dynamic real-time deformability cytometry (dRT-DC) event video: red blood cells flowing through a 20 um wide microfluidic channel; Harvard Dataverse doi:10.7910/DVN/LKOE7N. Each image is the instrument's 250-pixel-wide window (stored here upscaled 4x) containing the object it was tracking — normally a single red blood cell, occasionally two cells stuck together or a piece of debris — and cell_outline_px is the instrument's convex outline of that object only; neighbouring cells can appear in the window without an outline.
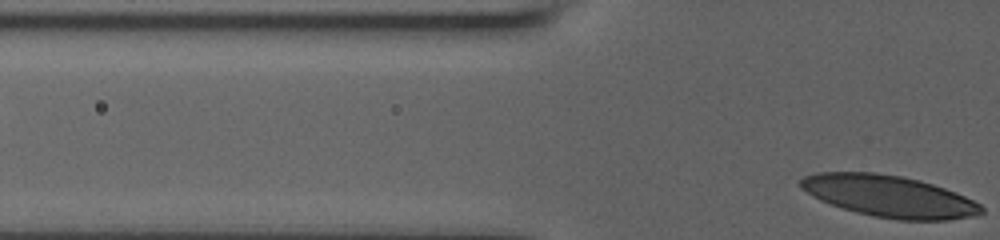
{"species": "human", "species_latin": "Homo sapiens", "temperature_condition": "room temperature", "stored_images_in_passage": 11, "segment_of_instrument_passage": [2, 2], "camera_frame_rate_fps": 3000, "um_per_image_px": 0.085, "donor": {"sex": "male"}, "frame": {"image": 1, "passage_image": 11, "time_ms": 9.333, "image_size_px": [1000, 240], "cell_outline_px": [[984, 212], [972, 216], [948, 220], [896, 220], [872, 216], [856, 212], [820, 200], [812, 196], [800, 188], [800, 180], [804, 176], [816, 172], [876, 172], [904, 176], [920, 180], [956, 192], [980, 204], [984, 208]], "centroid_in_image_um": [75.57, 16.67], "position_along_channel_um": 50.2, "area_um2": 43.99}}